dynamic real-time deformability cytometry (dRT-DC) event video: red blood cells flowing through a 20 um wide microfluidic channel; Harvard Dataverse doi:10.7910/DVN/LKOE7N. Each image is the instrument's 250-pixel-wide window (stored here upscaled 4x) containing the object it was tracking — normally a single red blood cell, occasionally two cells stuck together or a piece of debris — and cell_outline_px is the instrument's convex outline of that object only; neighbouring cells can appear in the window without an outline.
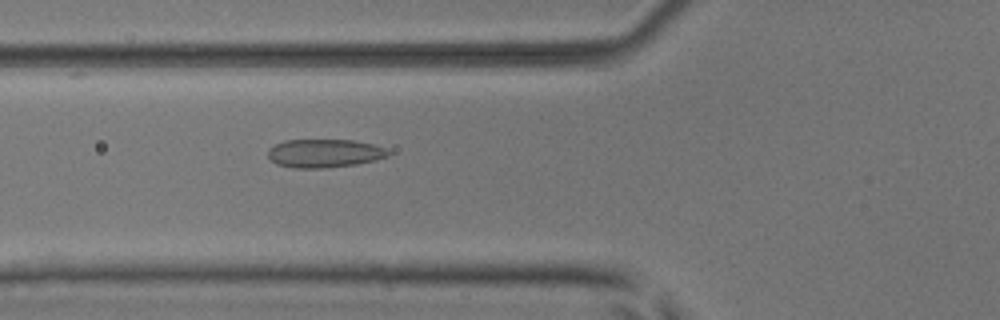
{"species": "common noctule bat (a hibernating species)", "species_latin": "Nyctalus noctula", "temperature_condition": "room temperature", "stored_images_in_passage": 52, "camera_frame_rate_fps": 3000, "um_per_image_px": 0.085, "animal": {"sex": "male", "body_mass_g": 17.9, "forearm_length_mm": 54.2}, "frame": {"image": 1, "passage_image": 20, "time_ms": 6.333, "image_size_px": [1000, 320], "cell_outline_px": [[392, 152], [388, 156], [376, 160], [356, 164], [324, 168], [296, 168], [276, 164], [268, 156], [268, 148], [284, 140], [352, 140], [372, 144], [384, 148]], "centroid_in_image_um": [27.57, 13.03], "position_along_channel_um": 98.2, "area_um2": 19.88}}
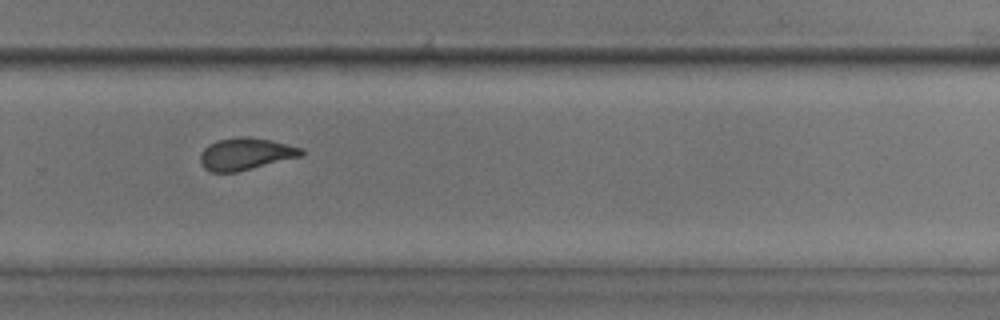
{"frame": {"image": 2, "passage_image": 36, "time_ms": 11.667, "image_size_px": [1000, 320], "cell_outline_px": [[304, 156], [236, 172], [212, 172], [204, 168], [200, 164], [200, 152], [208, 144], [216, 140], [244, 136], [248, 136], [272, 140], [304, 148]], "centroid_in_image_um": [20.89, 13.08], "position_along_channel_um": 308.9, "area_um2": 19.19}}
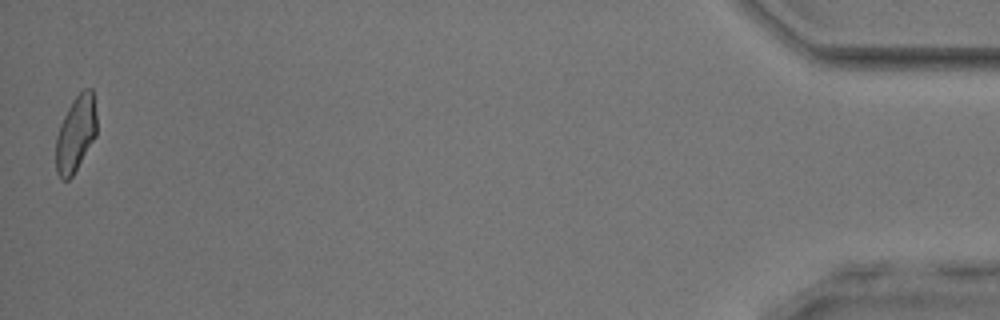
{"frame": {"image": 3, "passage_image": 52, "time_ms": 17.0, "image_size_px": [1000, 320], "cell_outline_px": [[96, 136], [72, 176], [68, 180], [60, 180], [56, 172], [56, 136], [60, 124], [72, 100], [84, 88], [92, 88], [96, 116]], "centroid_in_image_um": [6.43, 11.38], "position_along_channel_um": 428.8, "area_um2": 18.03}, "authors_computed_cell_mechanics": {"area_um2": 19.1607, "velocity_mm_per_s": 3.9535, "shape_relaxation_time_tau1_ms": 9.1499, "shape_relaxation_time_tau2_ms": 1.48, "deformation_change_tau1": 0.184, "deformation_change_tau2": 0.0616}}